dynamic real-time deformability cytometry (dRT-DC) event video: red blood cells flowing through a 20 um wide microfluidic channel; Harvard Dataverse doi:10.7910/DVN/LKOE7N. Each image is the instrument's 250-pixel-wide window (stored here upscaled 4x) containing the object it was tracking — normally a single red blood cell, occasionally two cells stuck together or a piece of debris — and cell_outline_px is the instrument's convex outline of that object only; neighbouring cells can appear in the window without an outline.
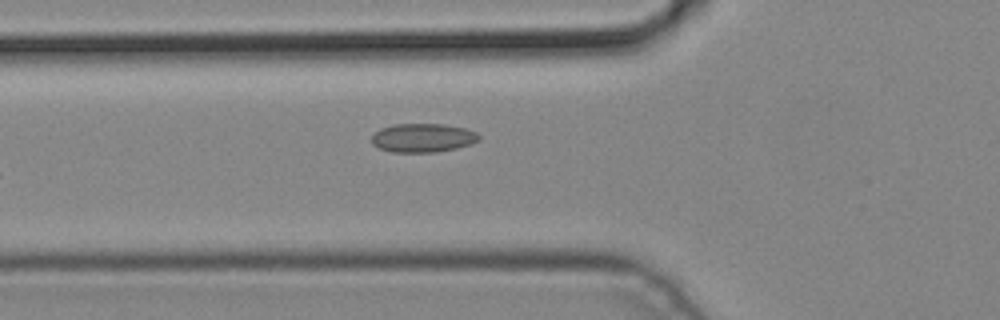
{"species": "common noctule bat (a hibernating species)", "species_latin": "Nyctalus noctula", "temperature_condition": "cold", "stored_images_in_passage": 4, "camera_frame_rate_fps": 3000, "um_per_image_px": 0.085, "animal": {"sex": "male", "body_mass_g": 19.2, "forearm_length_mm": 51.8}, "frame": {"image": 1, "passage_image": 4, "time_ms": 1.0, "image_size_px": [1000, 320], "cell_outline_px": [[480, 140], [472, 144], [456, 148], [436, 152], [392, 152], [380, 148], [372, 144], [372, 136], [380, 128], [392, 124], [444, 124], [464, 128], [476, 132], [480, 136]], "centroid_in_image_um": [35.95, 11.71], "position_along_channel_um": 89.8, "area_um2": 18.03}}